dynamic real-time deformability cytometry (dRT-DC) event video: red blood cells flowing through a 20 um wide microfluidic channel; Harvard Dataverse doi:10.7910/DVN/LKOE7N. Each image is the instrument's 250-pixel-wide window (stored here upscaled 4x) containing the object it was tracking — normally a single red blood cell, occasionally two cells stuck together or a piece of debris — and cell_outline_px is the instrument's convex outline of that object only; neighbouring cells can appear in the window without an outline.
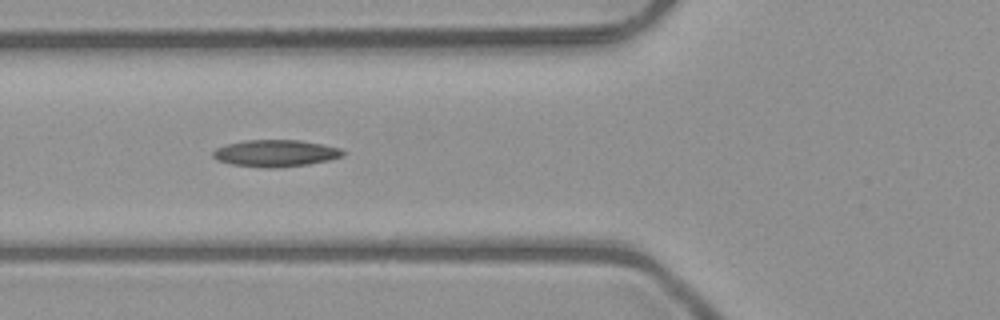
{"species": "common noctule bat (a hibernating species)", "species_latin": "Nyctalus noctula", "temperature_condition": "room temperature", "stored_images_in_passage": 10, "camera_frame_rate_fps": 3000, "um_per_image_px": 0.085, "animal": {"sex": "male", "body_mass_g": 23.1, "forearm_length_mm": 52.7}, "frame": {"image": 1, "passage_image": 6, "time_ms": 1.667, "image_size_px": [1000, 320], "cell_outline_px": [[344, 152], [340, 156], [328, 160], [308, 164], [280, 168], [264, 168], [232, 164], [216, 160], [212, 156], [212, 152], [216, 148], [228, 144], [244, 140], [300, 140], [340, 148]], "centroid_in_image_um": [23.37, 13.03], "position_along_channel_um": 102.4, "area_um2": 20.23}}